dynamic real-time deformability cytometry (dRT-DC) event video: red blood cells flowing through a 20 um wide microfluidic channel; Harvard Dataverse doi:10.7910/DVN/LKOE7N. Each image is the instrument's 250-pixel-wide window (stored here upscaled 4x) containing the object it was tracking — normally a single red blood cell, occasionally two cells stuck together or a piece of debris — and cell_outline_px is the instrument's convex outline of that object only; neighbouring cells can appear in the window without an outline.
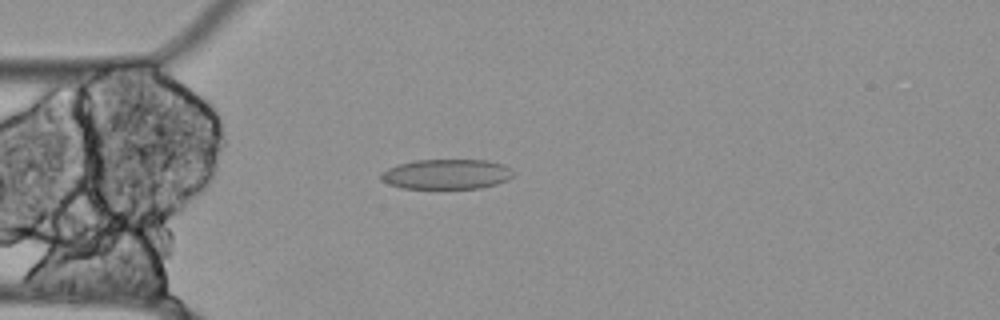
{"species": "Egyptian fruit bat (a non-hibernating species)", "species_latin": "Rousettus aegyptiacus", "temperature_condition": "cold", "stored_images_in_passage": 48, "camera_frame_rate_fps": 3000, "um_per_image_px": 0.085, "animal": {"sex": "female"}, "frame": {"image": 1, "passage_image": 7, "time_ms": 2.0, "image_size_px": [1000, 320], "cell_outline_px": [[512, 176], [508, 180], [496, 184], [480, 188], [400, 188], [388, 184], [380, 180], [380, 172], [396, 164], [412, 160], [488, 160], [504, 164], [512, 172]], "centroid_in_image_um": [37.9, 14.8], "position_along_channel_um": 47.1, "area_um2": 23.29}}
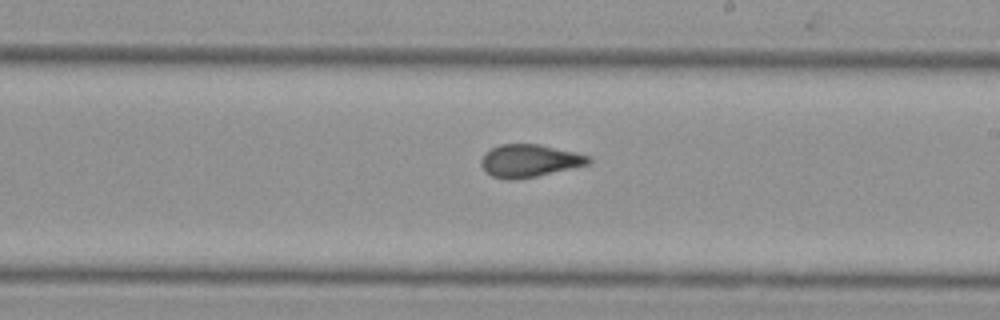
{"frame": {"image": 2, "passage_image": 24, "time_ms": 7.667, "image_size_px": [1000, 320], "cell_outline_px": [[592, 160], [588, 164], [536, 176], [516, 180], [508, 180], [492, 176], [480, 164], [480, 160], [484, 152], [500, 144], [540, 144], [576, 152], [588, 156]], "centroid_in_image_um": [44.97, 13.65], "position_along_channel_um": 244.0, "area_um2": 20.35}}
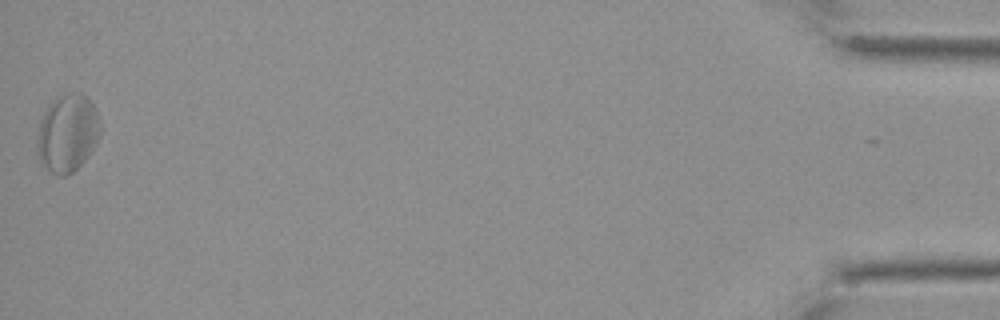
{"frame": {"image": 3, "passage_image": 48, "time_ms": 15.667, "image_size_px": [1000, 320], "cell_outline_px": [[100, 136], [96, 144], [88, 156], [68, 176], [56, 176], [40, 160], [36, 152], [36, 136], [44, 112], [48, 104], [56, 96], [72, 92], [80, 92], [88, 96], [100, 120]], "centroid_in_image_um": [5.73, 11.29], "position_along_channel_um": 429.5, "area_um2": 28.84}, "authors_computed_cell_mechanics": {"area_um2": 21.675, "velocity_mm_per_s": 3.4996, "shape_relaxation_time_tau1_ms": null, "shape_relaxation_time_tau2_ms": 2.0901, "deformation_change_tau1": null, "deformation_change_tau2": 0.08}}